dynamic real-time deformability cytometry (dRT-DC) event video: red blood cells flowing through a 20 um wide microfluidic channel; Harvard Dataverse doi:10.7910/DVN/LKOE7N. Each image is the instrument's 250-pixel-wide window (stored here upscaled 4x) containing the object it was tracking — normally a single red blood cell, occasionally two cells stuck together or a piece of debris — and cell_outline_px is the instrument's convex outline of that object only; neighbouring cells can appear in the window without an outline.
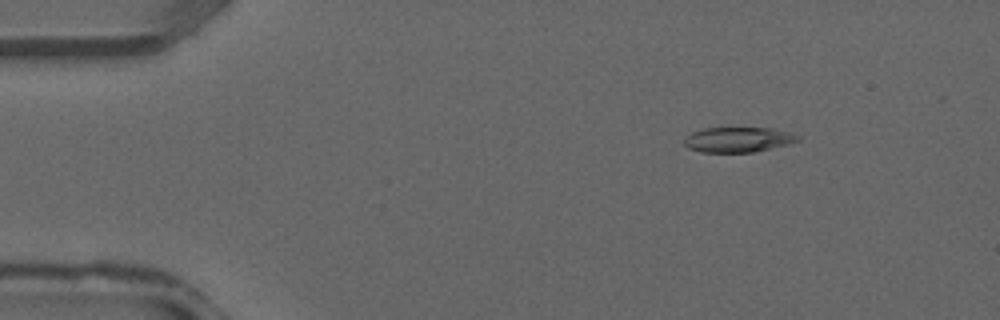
{"species": "common noctule bat (a hibernating species)", "species_latin": "Nyctalus noctula", "temperature_condition": "warm", "stored_images_in_passage": 35, "camera_frame_rate_fps": 3000, "um_per_image_px": 0.085, "animal": {"sex": "male", "forearm_length_mm": 52.5}, "frame": {"image": 1, "passage_image": 3, "time_ms": 0.667, "image_size_px": [1000, 320], "cell_outline_px": [[800, 140], [788, 144], [752, 152], [700, 152], [688, 148], [684, 144], [684, 136], [692, 132], [704, 128], [772, 128], [792, 132], [800, 136]], "centroid_in_image_um": [62.73, 11.86], "position_along_channel_um": 22.3, "area_um2": 16.7}}
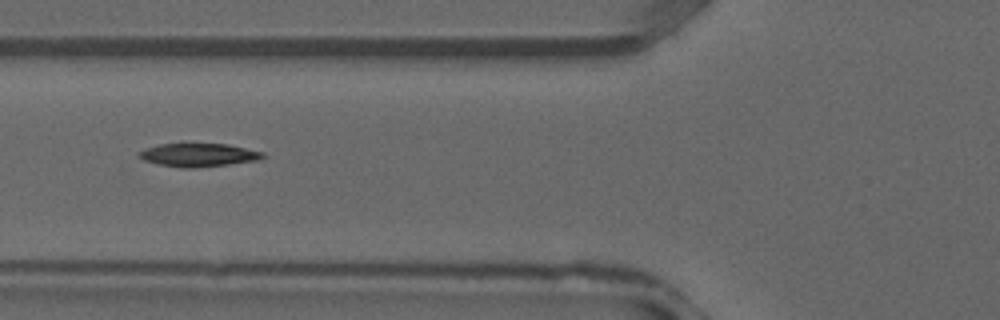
{"frame": {"image": 2, "passage_image": 12, "time_ms": 3.667, "image_size_px": [1000, 320], "cell_outline_px": [[268, 156], [260, 160], [196, 168], [184, 168], [160, 164], [144, 160], [136, 152], [144, 148], [160, 144], [228, 144], [264, 152]], "centroid_in_image_um": [16.92, 13.17], "position_along_channel_um": 108.9, "area_um2": 16.82}}
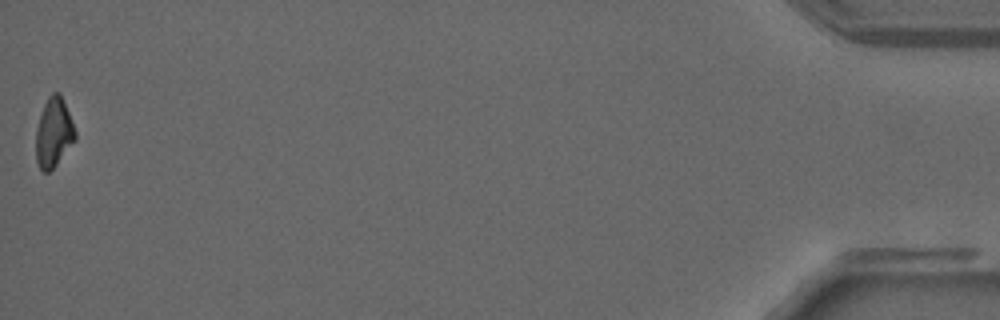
{"frame": {"image": 3, "passage_image": 35, "time_ms": 11.333, "image_size_px": [1000, 320], "cell_outline_px": [[76, 140], [56, 164], [48, 172], [44, 172], [40, 168], [36, 160], [36, 128], [44, 104], [48, 96], [52, 92], [60, 92], [76, 132]], "centroid_in_image_um": [4.56, 11.26], "position_along_channel_um": 430.6, "area_um2": 15.72}}